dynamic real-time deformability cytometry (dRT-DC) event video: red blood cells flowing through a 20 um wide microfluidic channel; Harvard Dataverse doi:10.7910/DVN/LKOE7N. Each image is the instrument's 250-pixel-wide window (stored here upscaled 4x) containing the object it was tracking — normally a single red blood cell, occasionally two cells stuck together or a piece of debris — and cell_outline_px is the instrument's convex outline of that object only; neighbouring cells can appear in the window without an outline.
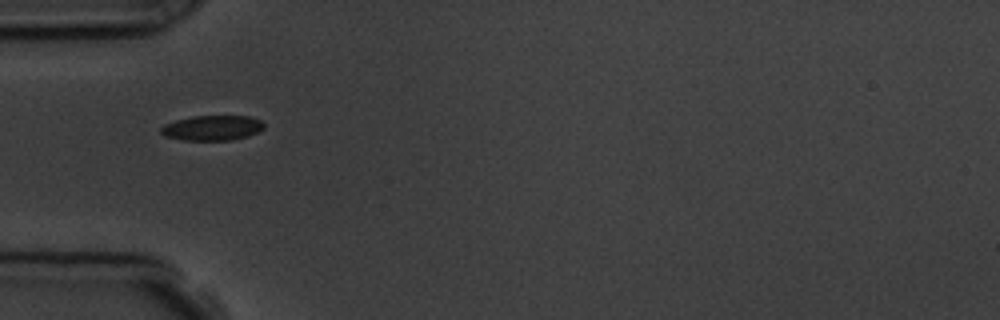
{"species": "common noctule bat (a hibernating species)", "species_latin": "Nyctalus noctula", "temperature_condition": "room temperature", "stored_images_in_passage": 2, "camera_frame_rate_fps": 3000, "um_per_image_px": 0.085, "animal": {"sex": "male", "body_mass_g": 19.5, "forearm_length_mm": 54.6}, "frame": {"image": 1, "passage_image": 1, "time_ms": 0.0, "image_size_px": [1000, 320], "cell_outline_px": [[264, 128], [248, 136], [232, 140], [184, 140], [164, 136], [160, 132], [160, 128], [164, 124], [176, 120], [192, 116], [248, 116], [260, 120], [264, 124]], "centroid_in_image_um": [18.01, 10.87], "position_along_channel_um": 67.0, "area_um2": 15.03}}